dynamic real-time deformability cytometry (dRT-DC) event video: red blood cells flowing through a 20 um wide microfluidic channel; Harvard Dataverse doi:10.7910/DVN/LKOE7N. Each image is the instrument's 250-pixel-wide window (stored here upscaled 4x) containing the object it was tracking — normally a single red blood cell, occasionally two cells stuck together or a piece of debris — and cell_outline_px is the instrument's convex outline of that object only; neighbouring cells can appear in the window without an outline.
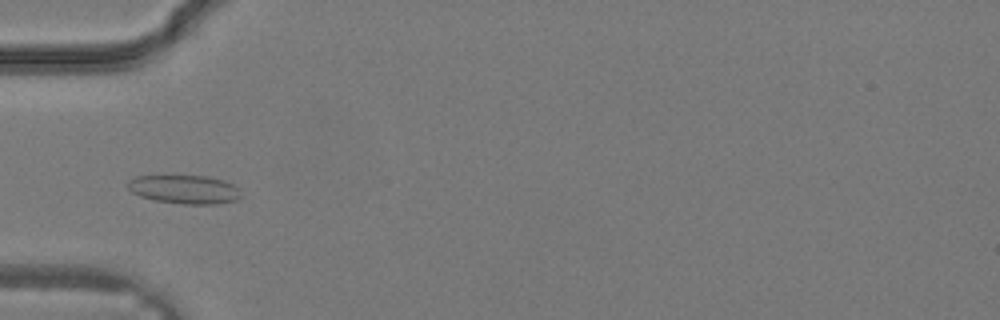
{"species": "common noctule bat (a hibernating species)", "species_latin": "Nyctalus noctula", "temperature_condition": "warm", "stored_images_in_passage": 33, "camera_frame_rate_fps": 3000, "um_per_image_px": 0.085, "animal": {"sex": "male", "body_mass_g": 19.2, "forearm_length_mm": 51.8}, "frame": {"image": 1, "passage_image": 11, "time_ms": 3.333, "image_size_px": [1000, 320], "cell_outline_px": [[240, 196], [236, 200], [216, 204], [184, 204], [156, 200], [140, 196], [132, 192], [128, 188], [128, 180], [136, 176], [208, 176], [224, 180], [232, 184], [236, 188]], "centroid_in_image_um": [15.66, 16.09], "position_along_channel_um": 69.3, "area_um2": 18.67}}
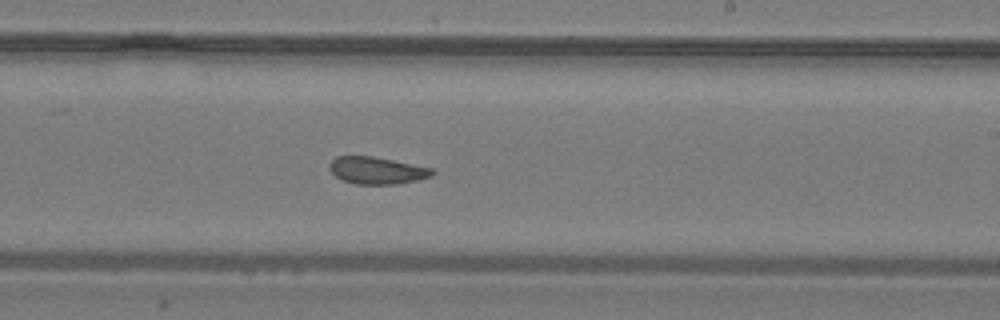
{"frame": {"image": 2, "passage_image": 20, "time_ms": 6.333, "image_size_px": [1000, 320], "cell_outline_px": [[436, 172], [432, 176], [416, 180], [396, 184], [356, 184], [340, 180], [328, 168], [328, 164], [336, 156], [372, 156], [432, 168]], "centroid_in_image_um": [32.01, 14.49], "position_along_channel_um": 257.0, "area_um2": 16.24}}
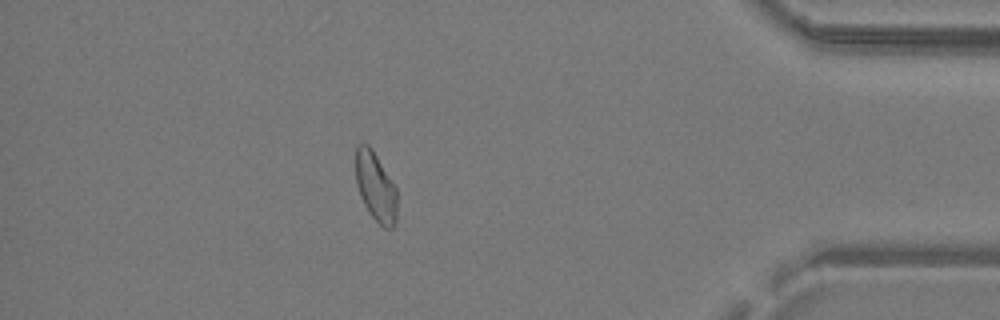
{"frame": {"image": 3, "passage_image": 29, "time_ms": 9.333, "image_size_px": [1000, 320], "cell_outline_px": [[396, 224], [392, 228], [384, 228], [372, 216], [364, 204], [360, 196], [356, 184], [356, 144], [368, 144], [372, 148], [396, 188]], "centroid_in_image_um": [31.92, 15.87], "position_along_channel_um": 403.3, "area_um2": 16.53}}